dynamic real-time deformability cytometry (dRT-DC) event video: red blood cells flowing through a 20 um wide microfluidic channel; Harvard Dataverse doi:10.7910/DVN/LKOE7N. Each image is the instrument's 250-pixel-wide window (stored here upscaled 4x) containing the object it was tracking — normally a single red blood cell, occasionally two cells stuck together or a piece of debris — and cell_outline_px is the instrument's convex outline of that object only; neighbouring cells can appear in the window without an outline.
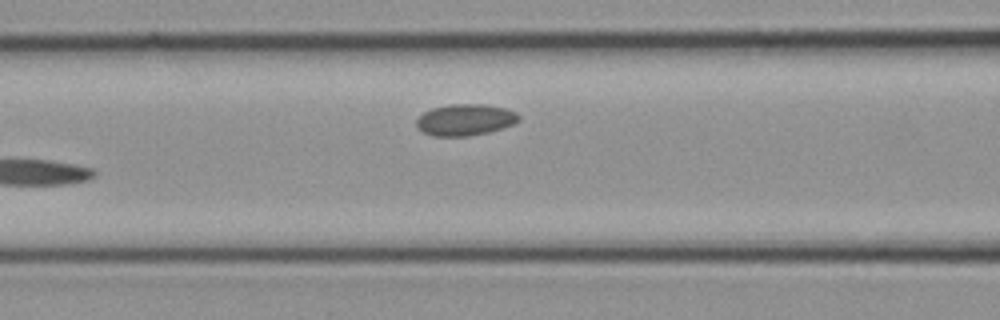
{"species": "common noctule bat (a hibernating species)", "species_latin": "Nyctalus noctula", "temperature_condition": "cold", "stored_images_in_passage": 12, "camera_frame_rate_fps": 3000, "um_per_image_px": 0.085, "animal": {"sex": "female", "body_mass_g": 21.9}, "frame": {"image": 1, "passage_image": 12, "time_ms": 3.667, "image_size_px": [1000, 320], "cell_outline_px": [[520, 120], [512, 124], [488, 132], [468, 136], [432, 136], [416, 128], [416, 120], [424, 112], [432, 108], [448, 104], [488, 104], [504, 108], [516, 112], [520, 116]], "centroid_in_image_um": [39.52, 10.17], "position_along_channel_um": 127.1, "area_um2": 18.79}}